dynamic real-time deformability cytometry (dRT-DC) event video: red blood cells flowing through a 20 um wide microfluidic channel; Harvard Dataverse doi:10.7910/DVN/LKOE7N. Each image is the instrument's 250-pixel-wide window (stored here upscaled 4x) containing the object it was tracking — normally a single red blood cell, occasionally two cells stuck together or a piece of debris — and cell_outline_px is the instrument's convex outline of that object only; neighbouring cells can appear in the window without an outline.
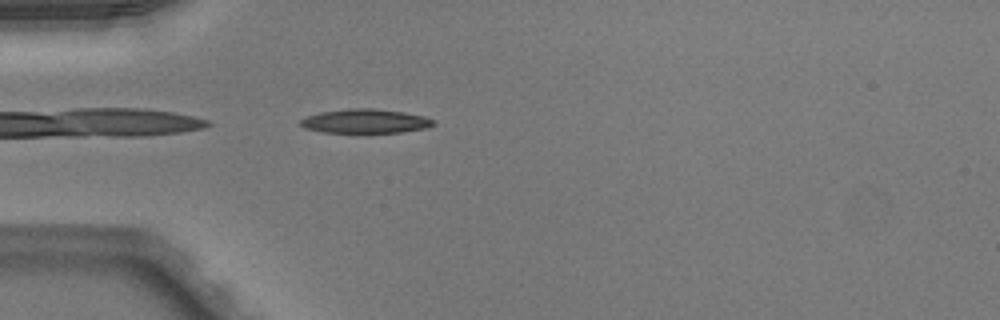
{"species": "Egyptian fruit bat (a non-hibernating species)", "species_latin": "Rousettus aegyptiacus", "temperature_condition": "warm", "stored_images_in_passage": 36, "camera_frame_rate_fps": 3000, "um_per_image_px": 0.085, "animal": {"sex": "male"}, "frame": {"image": 1, "passage_image": 1, "time_ms": 0.0, "image_size_px": [1000, 320], "cell_outline_px": [[436, 124], [428, 128], [400, 132], [324, 132], [304, 128], [300, 124], [300, 120], [308, 116], [320, 112], [348, 108], [372, 108], [404, 112], [424, 116], [436, 120]], "centroid_in_image_um": [31.1, 10.29], "position_along_channel_um": 53.9, "area_um2": 18.67}}
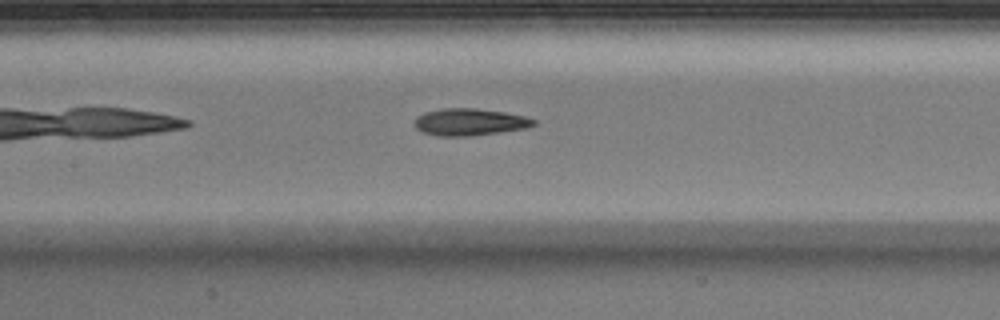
{"frame": {"image": 2, "passage_image": 10, "time_ms": 3.0, "image_size_px": [1000, 320], "cell_outline_px": [[536, 124], [528, 128], [468, 136], [440, 136], [424, 132], [416, 128], [412, 124], [416, 116], [424, 112], [440, 108], [476, 108], [504, 112], [524, 116], [536, 120]], "centroid_in_image_um": [39.89, 10.36], "position_along_channel_um": 167.5, "area_um2": 18.84}}
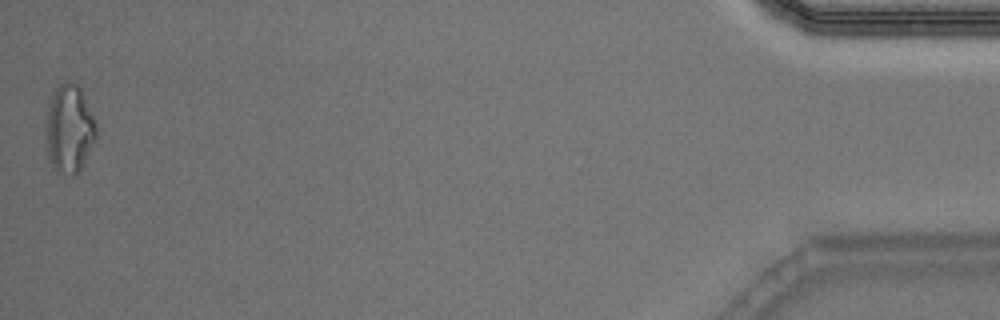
{"frame": {"image": 3, "passage_image": 36, "time_ms": 11.667, "image_size_px": [1000, 320], "cell_outline_px": [[96, 140], [84, 164], [76, 176], [60, 176], [52, 168], [48, 160], [44, 148], [44, 132], [48, 104], [56, 88], [60, 84], [68, 80], [72, 80], [80, 88], [96, 124]], "centroid_in_image_um": [5.84, 11.05], "position_along_channel_um": 429.4, "area_um2": 26.88}, "authors_computed_cell_mechanics": {"area_um2": 18.9584, "velocity_mm_per_s": 4.0582, "shape_relaxation_time_tau1_ms": 4.3675, "shape_relaxation_time_tau2_ms": 3.9606, "deformation_change_tau1": 0.161, "deformation_change_tau2": 0.1303}}